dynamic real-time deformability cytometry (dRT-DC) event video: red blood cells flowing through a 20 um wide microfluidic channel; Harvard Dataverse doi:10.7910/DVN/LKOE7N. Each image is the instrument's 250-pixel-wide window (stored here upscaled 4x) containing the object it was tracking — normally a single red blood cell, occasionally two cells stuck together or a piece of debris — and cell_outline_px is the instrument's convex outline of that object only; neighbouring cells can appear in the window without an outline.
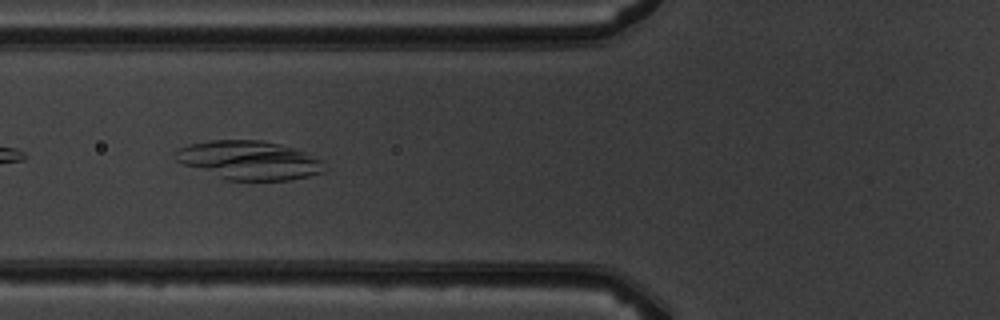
{"species": "common noctule bat (a hibernating species)", "species_latin": "Nyctalus noctula", "temperature_condition": "warm", "stored_images_in_passage": 7, "camera_frame_rate_fps": 3000, "um_per_image_px": 0.085, "animal": {"sex": "male", "body_mass_g": 19.5, "forearm_length_mm": 54.6}, "frame": {"image": 1, "passage_image": 5, "time_ms": 4.333, "image_size_px": [1000, 320], "cell_outline_px": [[324, 172], [308, 176], [288, 180], [224, 180], [184, 164], [176, 160], [172, 152], [176, 148], [188, 144], [212, 140], [260, 140], [280, 144], [304, 152], [324, 160]], "centroid_in_image_um": [21.14, 13.62], "position_along_channel_um": 104.7, "area_um2": 33.76}}
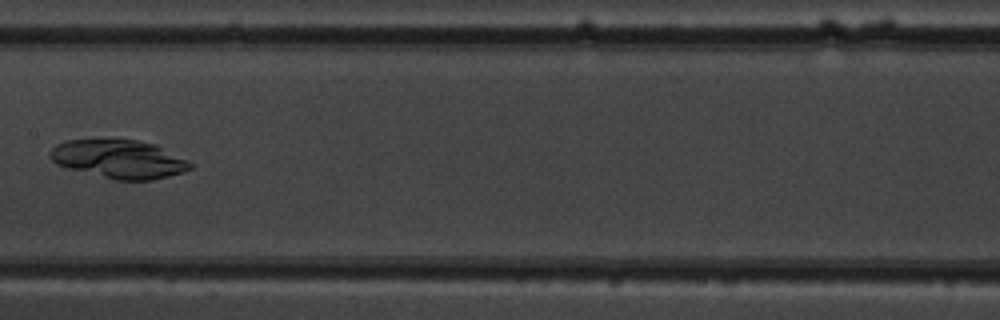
{"frame": {"image": 2, "passage_image": 7, "time_ms": 6.667, "image_size_px": [1000, 320], "cell_outline_px": [[192, 168], [184, 172], [152, 180], [116, 180], [64, 168], [56, 164], [48, 156], [48, 152], [56, 144], [64, 140], [136, 140], [156, 144], [188, 160], [192, 164]], "centroid_in_image_um": [10.09, 13.53], "position_along_channel_um": 197.3, "area_um2": 31.62}}